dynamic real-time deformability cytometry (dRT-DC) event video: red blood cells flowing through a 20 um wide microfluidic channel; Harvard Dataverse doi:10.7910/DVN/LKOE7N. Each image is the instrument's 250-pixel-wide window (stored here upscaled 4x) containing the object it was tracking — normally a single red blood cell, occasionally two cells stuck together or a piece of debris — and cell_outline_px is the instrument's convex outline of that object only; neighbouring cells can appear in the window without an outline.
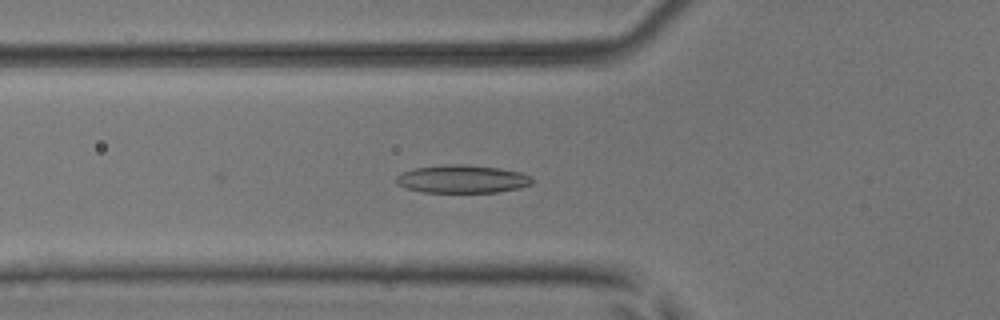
{"species": "common noctule bat (a hibernating species)", "species_latin": "Nyctalus noctula", "temperature_condition": "room temperature", "stored_images_in_passage": 51, "camera_frame_rate_fps": 3000, "um_per_image_px": 0.085, "animal": {"sex": "male", "body_mass_g": 17.9, "forearm_length_mm": 54.2}, "frame": {"image": 1, "passage_image": 19, "time_ms": 6.0, "image_size_px": [1000, 320], "cell_outline_px": [[532, 184], [520, 188], [496, 192], [424, 192], [408, 188], [396, 184], [396, 176], [400, 172], [416, 168], [444, 164], [464, 164], [496, 168], [520, 172], [528, 176], [532, 180]], "centroid_in_image_um": [39.25, 15.21], "position_along_channel_um": 86.6, "area_um2": 22.02}}
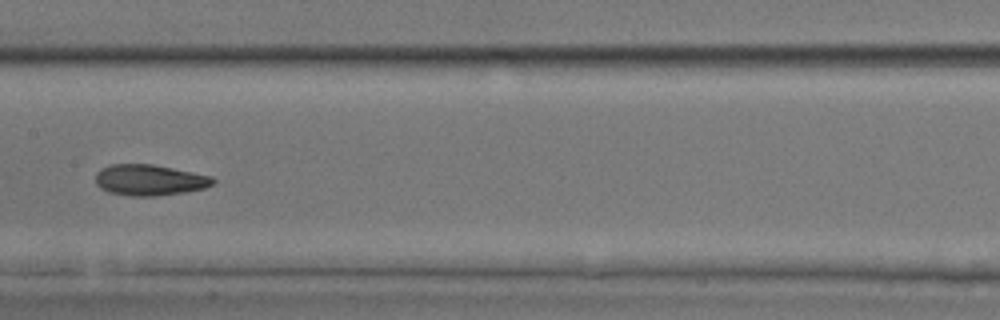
{"frame": {"image": 2, "passage_image": 27, "time_ms": 8.667, "image_size_px": [1000, 320], "cell_outline_px": [[216, 180], [212, 184], [204, 188], [188, 192], [156, 196], [132, 196], [108, 192], [100, 188], [96, 184], [96, 172], [100, 168], [112, 164], [152, 164], [212, 176]], "centroid_in_image_um": [12.7, 15.3], "position_along_channel_um": 194.7, "area_um2": 21.27}}
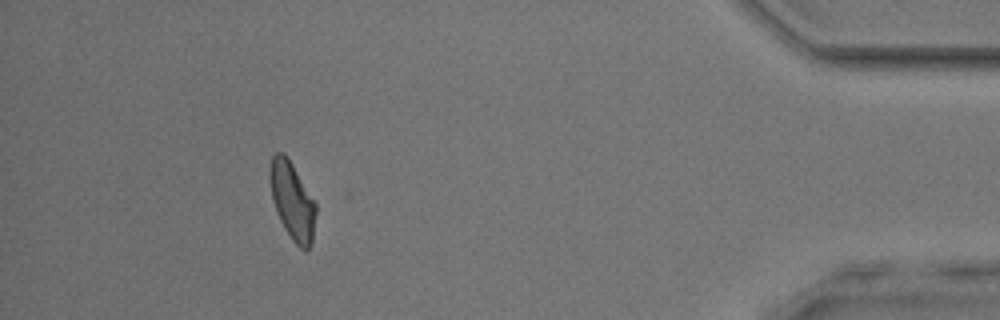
{"frame": {"image": 3, "passage_image": 47, "time_ms": 15.333, "image_size_px": [1000, 320], "cell_outline_px": [[316, 212], [312, 240], [308, 248], [304, 252], [292, 240], [284, 228], [276, 212], [272, 200], [268, 176], [268, 172], [272, 156], [276, 152], [284, 152], [288, 156], [316, 204]], "centroid_in_image_um": [24.81, 17.04], "position_along_channel_um": 410.4, "area_um2": 20.92}, "authors_computed_cell_mechanics": {"area_um2": 21.2126, "velocity_mm_per_s": 4.0508, "shape_relaxation_time_tau1_ms": 5.7826, "shape_relaxation_time_tau2_ms": 2.3378, "deformation_change_tau1": 0.1703, "deformation_change_tau2": 0.0829}}